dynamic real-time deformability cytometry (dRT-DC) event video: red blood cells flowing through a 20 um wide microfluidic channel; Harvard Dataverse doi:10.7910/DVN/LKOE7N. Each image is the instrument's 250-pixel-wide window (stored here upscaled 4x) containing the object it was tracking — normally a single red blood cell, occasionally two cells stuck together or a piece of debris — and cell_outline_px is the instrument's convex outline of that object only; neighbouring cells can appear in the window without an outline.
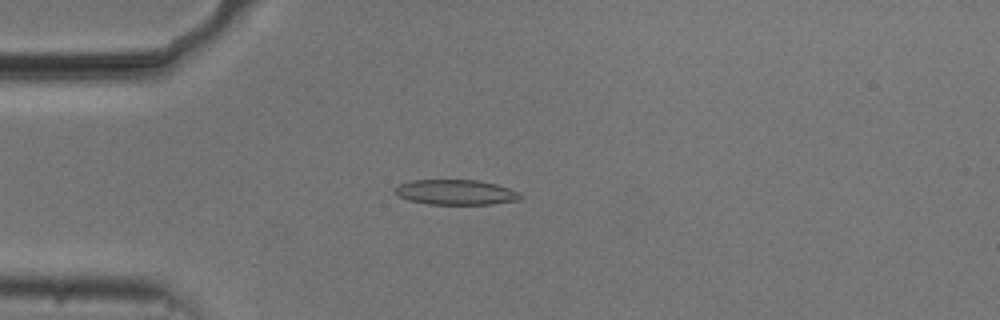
{"species": "common noctule bat (a hibernating species)", "species_latin": "Nyctalus noctula", "temperature_condition": "cold", "stored_images_in_passage": 54, "camera_frame_rate_fps": 3000, "um_per_image_px": 0.085, "animal": {"sex": "male", "body_mass_g": 20.5, "forearm_length_mm": 52.5}, "frame": {"image": 1, "passage_image": 14, "time_ms": 4.333, "image_size_px": [1000, 320], "cell_outline_px": [[524, 196], [520, 200], [492, 204], [428, 204], [408, 200], [400, 196], [396, 192], [396, 188], [400, 184], [408, 180], [476, 180], [496, 184], [520, 192]], "centroid_in_image_um": [38.79, 16.34], "position_along_channel_um": 46.2, "area_um2": 18.32}}
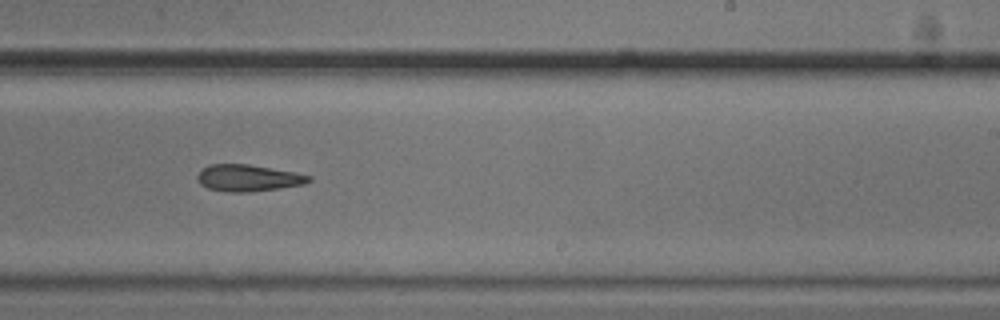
{"frame": {"image": 2, "passage_image": 33, "time_ms": 10.667, "image_size_px": [1000, 320], "cell_outline_px": [[312, 180], [304, 184], [248, 192], [224, 192], [208, 188], [200, 184], [196, 180], [196, 176], [200, 168], [212, 164], [248, 164], [296, 172], [312, 176]], "centroid_in_image_um": [21.05, 15.12], "position_along_channel_um": 268.0, "area_um2": 17.46}}
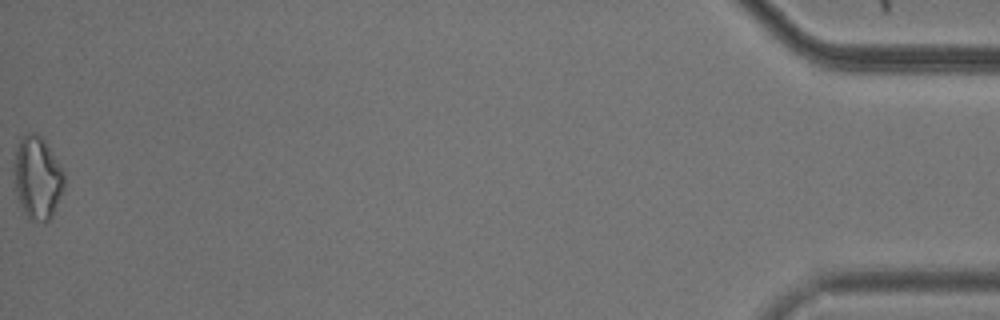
{"frame": {"image": 3, "passage_image": 54, "time_ms": 17.667, "image_size_px": [1000, 320], "cell_outline_px": [[64, 188], [52, 216], [44, 224], [32, 220], [24, 212], [20, 204], [16, 192], [16, 148], [20, 140], [28, 132], [36, 132], [44, 140], [60, 164], [64, 172]], "centroid_in_image_um": [3.22, 15.13], "position_along_channel_um": 432.0, "area_um2": 23.76}, "authors_computed_cell_mechanics": {"area_um2": 18.5249, "velocity_mm_per_s": 3.7472, "shape_relaxation_time_tau1_ms": 7.9536, "shape_relaxation_time_tau2_ms": null, "deformation_change_tau1": 0.1403, "deformation_change_tau2": null}}